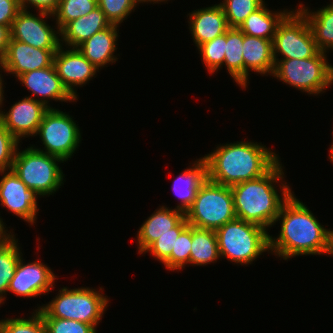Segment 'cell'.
<instances>
[{
    "instance_id": "cell-44",
    "label": "cell",
    "mask_w": 333,
    "mask_h": 333,
    "mask_svg": "<svg viewBox=\"0 0 333 333\" xmlns=\"http://www.w3.org/2000/svg\"><path fill=\"white\" fill-rule=\"evenodd\" d=\"M332 135H333V132H332ZM333 137V136H332ZM333 140V139H332ZM330 153H329V156H328V158L330 159V161L332 162V164H333V141H332V144L330 145Z\"/></svg>"
},
{
    "instance_id": "cell-17",
    "label": "cell",
    "mask_w": 333,
    "mask_h": 333,
    "mask_svg": "<svg viewBox=\"0 0 333 333\" xmlns=\"http://www.w3.org/2000/svg\"><path fill=\"white\" fill-rule=\"evenodd\" d=\"M42 102L25 96L3 111L0 122L19 141L22 137L36 136L43 115L48 110Z\"/></svg>"
},
{
    "instance_id": "cell-29",
    "label": "cell",
    "mask_w": 333,
    "mask_h": 333,
    "mask_svg": "<svg viewBox=\"0 0 333 333\" xmlns=\"http://www.w3.org/2000/svg\"><path fill=\"white\" fill-rule=\"evenodd\" d=\"M96 7L97 0H60L52 19L61 30L68 22L87 15Z\"/></svg>"
},
{
    "instance_id": "cell-43",
    "label": "cell",
    "mask_w": 333,
    "mask_h": 333,
    "mask_svg": "<svg viewBox=\"0 0 333 333\" xmlns=\"http://www.w3.org/2000/svg\"><path fill=\"white\" fill-rule=\"evenodd\" d=\"M139 1H140L141 3L144 2V3H147V4H148V2H149V3H153V4H154V3H156V4H157V3L160 4L161 2H164V3H165V2H167L168 0H139ZM159 2H160V3H159Z\"/></svg>"
},
{
    "instance_id": "cell-1",
    "label": "cell",
    "mask_w": 333,
    "mask_h": 333,
    "mask_svg": "<svg viewBox=\"0 0 333 333\" xmlns=\"http://www.w3.org/2000/svg\"><path fill=\"white\" fill-rule=\"evenodd\" d=\"M295 196L292 193L281 206L274 224L281 220V228L277 237L269 236V253L287 261L299 255H330L333 230Z\"/></svg>"
},
{
    "instance_id": "cell-23",
    "label": "cell",
    "mask_w": 333,
    "mask_h": 333,
    "mask_svg": "<svg viewBox=\"0 0 333 333\" xmlns=\"http://www.w3.org/2000/svg\"><path fill=\"white\" fill-rule=\"evenodd\" d=\"M191 165L172 184V191L180 200L175 209L184 214L191 208L200 185L207 179V163L203 157Z\"/></svg>"
},
{
    "instance_id": "cell-11",
    "label": "cell",
    "mask_w": 333,
    "mask_h": 333,
    "mask_svg": "<svg viewBox=\"0 0 333 333\" xmlns=\"http://www.w3.org/2000/svg\"><path fill=\"white\" fill-rule=\"evenodd\" d=\"M37 13L36 16L29 9H21L10 28V40H17L39 49H59L60 30L58 27L53 29V26L46 23V19L53 18V14L42 11Z\"/></svg>"
},
{
    "instance_id": "cell-21",
    "label": "cell",
    "mask_w": 333,
    "mask_h": 333,
    "mask_svg": "<svg viewBox=\"0 0 333 333\" xmlns=\"http://www.w3.org/2000/svg\"><path fill=\"white\" fill-rule=\"evenodd\" d=\"M119 27L118 25L111 24L106 29L95 33L91 38L85 40L77 47L98 70L108 64L115 63L118 59L114 53L117 49L116 45H118Z\"/></svg>"
},
{
    "instance_id": "cell-10",
    "label": "cell",
    "mask_w": 333,
    "mask_h": 333,
    "mask_svg": "<svg viewBox=\"0 0 333 333\" xmlns=\"http://www.w3.org/2000/svg\"><path fill=\"white\" fill-rule=\"evenodd\" d=\"M272 47L274 60L306 59L320 52L307 19L297 8L292 9L279 23Z\"/></svg>"
},
{
    "instance_id": "cell-6",
    "label": "cell",
    "mask_w": 333,
    "mask_h": 333,
    "mask_svg": "<svg viewBox=\"0 0 333 333\" xmlns=\"http://www.w3.org/2000/svg\"><path fill=\"white\" fill-rule=\"evenodd\" d=\"M185 217L190 226L214 231L236 219L231 187L207 178L200 185Z\"/></svg>"
},
{
    "instance_id": "cell-9",
    "label": "cell",
    "mask_w": 333,
    "mask_h": 333,
    "mask_svg": "<svg viewBox=\"0 0 333 333\" xmlns=\"http://www.w3.org/2000/svg\"><path fill=\"white\" fill-rule=\"evenodd\" d=\"M69 113L58 108H49L43 115L36 136L39 135L44 147L33 148L61 158L64 162L71 159L81 143V132L78 124ZM45 150V151H44Z\"/></svg>"
},
{
    "instance_id": "cell-15",
    "label": "cell",
    "mask_w": 333,
    "mask_h": 333,
    "mask_svg": "<svg viewBox=\"0 0 333 333\" xmlns=\"http://www.w3.org/2000/svg\"><path fill=\"white\" fill-rule=\"evenodd\" d=\"M17 80L31 91V95L28 97L42 102L47 108H53L50 106L49 100L66 103L78 100L64 86L56 72L54 64L43 69L25 72L19 75Z\"/></svg>"
},
{
    "instance_id": "cell-45",
    "label": "cell",
    "mask_w": 333,
    "mask_h": 333,
    "mask_svg": "<svg viewBox=\"0 0 333 333\" xmlns=\"http://www.w3.org/2000/svg\"><path fill=\"white\" fill-rule=\"evenodd\" d=\"M330 255L333 256V235H332V240H331V251Z\"/></svg>"
},
{
    "instance_id": "cell-27",
    "label": "cell",
    "mask_w": 333,
    "mask_h": 333,
    "mask_svg": "<svg viewBox=\"0 0 333 333\" xmlns=\"http://www.w3.org/2000/svg\"><path fill=\"white\" fill-rule=\"evenodd\" d=\"M243 32L239 28L226 31L224 66L229 75L242 89L244 88Z\"/></svg>"
},
{
    "instance_id": "cell-16",
    "label": "cell",
    "mask_w": 333,
    "mask_h": 333,
    "mask_svg": "<svg viewBox=\"0 0 333 333\" xmlns=\"http://www.w3.org/2000/svg\"><path fill=\"white\" fill-rule=\"evenodd\" d=\"M57 50L39 49L17 40H10L0 66L5 73L13 74L17 78L25 72L51 66Z\"/></svg>"
},
{
    "instance_id": "cell-40",
    "label": "cell",
    "mask_w": 333,
    "mask_h": 333,
    "mask_svg": "<svg viewBox=\"0 0 333 333\" xmlns=\"http://www.w3.org/2000/svg\"><path fill=\"white\" fill-rule=\"evenodd\" d=\"M10 38V27L0 24V61L7 51Z\"/></svg>"
},
{
    "instance_id": "cell-25",
    "label": "cell",
    "mask_w": 333,
    "mask_h": 333,
    "mask_svg": "<svg viewBox=\"0 0 333 333\" xmlns=\"http://www.w3.org/2000/svg\"><path fill=\"white\" fill-rule=\"evenodd\" d=\"M290 11V9L271 11L264 2L245 19L239 29L250 36L273 40L279 23Z\"/></svg>"
},
{
    "instance_id": "cell-33",
    "label": "cell",
    "mask_w": 333,
    "mask_h": 333,
    "mask_svg": "<svg viewBox=\"0 0 333 333\" xmlns=\"http://www.w3.org/2000/svg\"><path fill=\"white\" fill-rule=\"evenodd\" d=\"M189 225L186 217H184L176 226L175 233H165L155 240L145 251L150 253L152 257L164 264L171 255L175 252L176 239L179 234Z\"/></svg>"
},
{
    "instance_id": "cell-26",
    "label": "cell",
    "mask_w": 333,
    "mask_h": 333,
    "mask_svg": "<svg viewBox=\"0 0 333 333\" xmlns=\"http://www.w3.org/2000/svg\"><path fill=\"white\" fill-rule=\"evenodd\" d=\"M221 259L217 235L214 230L192 226V243L189 265L205 266Z\"/></svg>"
},
{
    "instance_id": "cell-38",
    "label": "cell",
    "mask_w": 333,
    "mask_h": 333,
    "mask_svg": "<svg viewBox=\"0 0 333 333\" xmlns=\"http://www.w3.org/2000/svg\"><path fill=\"white\" fill-rule=\"evenodd\" d=\"M20 10L17 0H0V24L11 28Z\"/></svg>"
},
{
    "instance_id": "cell-19",
    "label": "cell",
    "mask_w": 333,
    "mask_h": 333,
    "mask_svg": "<svg viewBox=\"0 0 333 333\" xmlns=\"http://www.w3.org/2000/svg\"><path fill=\"white\" fill-rule=\"evenodd\" d=\"M242 51L244 59V89L246 90L250 71L263 76L272 75L275 66L272 40L243 33Z\"/></svg>"
},
{
    "instance_id": "cell-42",
    "label": "cell",
    "mask_w": 333,
    "mask_h": 333,
    "mask_svg": "<svg viewBox=\"0 0 333 333\" xmlns=\"http://www.w3.org/2000/svg\"><path fill=\"white\" fill-rule=\"evenodd\" d=\"M0 70H2L1 66H0ZM2 72V71H0ZM2 73L0 74V120H1V116H2V113H3V110H2V104H3V101H4V86H3V76H1Z\"/></svg>"
},
{
    "instance_id": "cell-37",
    "label": "cell",
    "mask_w": 333,
    "mask_h": 333,
    "mask_svg": "<svg viewBox=\"0 0 333 333\" xmlns=\"http://www.w3.org/2000/svg\"><path fill=\"white\" fill-rule=\"evenodd\" d=\"M20 142L0 122V171L11 170Z\"/></svg>"
},
{
    "instance_id": "cell-5",
    "label": "cell",
    "mask_w": 333,
    "mask_h": 333,
    "mask_svg": "<svg viewBox=\"0 0 333 333\" xmlns=\"http://www.w3.org/2000/svg\"><path fill=\"white\" fill-rule=\"evenodd\" d=\"M221 258L240 265L253 264L264 252L269 253V232L264 227L234 219L216 231Z\"/></svg>"
},
{
    "instance_id": "cell-24",
    "label": "cell",
    "mask_w": 333,
    "mask_h": 333,
    "mask_svg": "<svg viewBox=\"0 0 333 333\" xmlns=\"http://www.w3.org/2000/svg\"><path fill=\"white\" fill-rule=\"evenodd\" d=\"M298 7L307 19L318 49L326 53L333 51V0L329 5L314 12L302 3Z\"/></svg>"
},
{
    "instance_id": "cell-13",
    "label": "cell",
    "mask_w": 333,
    "mask_h": 333,
    "mask_svg": "<svg viewBox=\"0 0 333 333\" xmlns=\"http://www.w3.org/2000/svg\"><path fill=\"white\" fill-rule=\"evenodd\" d=\"M20 257L13 278L11 279L7 292H12L18 297H37L46 295L55 287L58 278L48 265L40 260L25 263Z\"/></svg>"
},
{
    "instance_id": "cell-28",
    "label": "cell",
    "mask_w": 333,
    "mask_h": 333,
    "mask_svg": "<svg viewBox=\"0 0 333 333\" xmlns=\"http://www.w3.org/2000/svg\"><path fill=\"white\" fill-rule=\"evenodd\" d=\"M13 235L5 241L0 242V305L6 300L7 290L22 252L18 239Z\"/></svg>"
},
{
    "instance_id": "cell-32",
    "label": "cell",
    "mask_w": 333,
    "mask_h": 333,
    "mask_svg": "<svg viewBox=\"0 0 333 333\" xmlns=\"http://www.w3.org/2000/svg\"><path fill=\"white\" fill-rule=\"evenodd\" d=\"M28 319L6 318L0 320V333H46L45 324L38 310Z\"/></svg>"
},
{
    "instance_id": "cell-34",
    "label": "cell",
    "mask_w": 333,
    "mask_h": 333,
    "mask_svg": "<svg viewBox=\"0 0 333 333\" xmlns=\"http://www.w3.org/2000/svg\"><path fill=\"white\" fill-rule=\"evenodd\" d=\"M192 243V226L188 225L177 237L175 252H171L170 258L164 263L169 271H180L189 265Z\"/></svg>"
},
{
    "instance_id": "cell-4",
    "label": "cell",
    "mask_w": 333,
    "mask_h": 333,
    "mask_svg": "<svg viewBox=\"0 0 333 333\" xmlns=\"http://www.w3.org/2000/svg\"><path fill=\"white\" fill-rule=\"evenodd\" d=\"M103 291L102 287L96 291L89 287L68 289L66 286L60 288L53 300L38 306L36 310L42 317L76 320L96 329L109 304L108 296H104Z\"/></svg>"
},
{
    "instance_id": "cell-41",
    "label": "cell",
    "mask_w": 333,
    "mask_h": 333,
    "mask_svg": "<svg viewBox=\"0 0 333 333\" xmlns=\"http://www.w3.org/2000/svg\"><path fill=\"white\" fill-rule=\"evenodd\" d=\"M5 223L3 222V219L0 217V242L5 241L13 234L11 231L9 232L7 229H5ZM8 232V233H7Z\"/></svg>"
},
{
    "instance_id": "cell-2",
    "label": "cell",
    "mask_w": 333,
    "mask_h": 333,
    "mask_svg": "<svg viewBox=\"0 0 333 333\" xmlns=\"http://www.w3.org/2000/svg\"><path fill=\"white\" fill-rule=\"evenodd\" d=\"M203 158L207 178L228 187L266 174L280 159L275 151L251 140L218 145Z\"/></svg>"
},
{
    "instance_id": "cell-18",
    "label": "cell",
    "mask_w": 333,
    "mask_h": 333,
    "mask_svg": "<svg viewBox=\"0 0 333 333\" xmlns=\"http://www.w3.org/2000/svg\"><path fill=\"white\" fill-rule=\"evenodd\" d=\"M188 15V28L197 48L229 29L225 13L219 4L194 10Z\"/></svg>"
},
{
    "instance_id": "cell-14",
    "label": "cell",
    "mask_w": 333,
    "mask_h": 333,
    "mask_svg": "<svg viewBox=\"0 0 333 333\" xmlns=\"http://www.w3.org/2000/svg\"><path fill=\"white\" fill-rule=\"evenodd\" d=\"M60 46L53 57V64L56 72L67 88L77 98L76 89L83 87L90 80L95 78L99 70L79 51L78 48L63 49ZM77 87V88H75Z\"/></svg>"
},
{
    "instance_id": "cell-12",
    "label": "cell",
    "mask_w": 333,
    "mask_h": 333,
    "mask_svg": "<svg viewBox=\"0 0 333 333\" xmlns=\"http://www.w3.org/2000/svg\"><path fill=\"white\" fill-rule=\"evenodd\" d=\"M0 175V205L33 225L39 211L37 198L40 195L29 189L12 169L0 171Z\"/></svg>"
},
{
    "instance_id": "cell-7",
    "label": "cell",
    "mask_w": 333,
    "mask_h": 333,
    "mask_svg": "<svg viewBox=\"0 0 333 333\" xmlns=\"http://www.w3.org/2000/svg\"><path fill=\"white\" fill-rule=\"evenodd\" d=\"M327 57L326 52L320 51L306 59L274 60L271 76L308 95L322 94L333 84V65Z\"/></svg>"
},
{
    "instance_id": "cell-8",
    "label": "cell",
    "mask_w": 333,
    "mask_h": 333,
    "mask_svg": "<svg viewBox=\"0 0 333 333\" xmlns=\"http://www.w3.org/2000/svg\"><path fill=\"white\" fill-rule=\"evenodd\" d=\"M59 163L64 161L32 146L21 151L17 147L12 170L29 189L44 197L56 193L64 184L65 177Z\"/></svg>"
},
{
    "instance_id": "cell-20",
    "label": "cell",
    "mask_w": 333,
    "mask_h": 333,
    "mask_svg": "<svg viewBox=\"0 0 333 333\" xmlns=\"http://www.w3.org/2000/svg\"><path fill=\"white\" fill-rule=\"evenodd\" d=\"M184 217L185 214L175 208L172 209V207L169 208L166 205L157 208L138 229L136 236L138 253L143 254L160 235L175 233V226Z\"/></svg>"
},
{
    "instance_id": "cell-35",
    "label": "cell",
    "mask_w": 333,
    "mask_h": 333,
    "mask_svg": "<svg viewBox=\"0 0 333 333\" xmlns=\"http://www.w3.org/2000/svg\"><path fill=\"white\" fill-rule=\"evenodd\" d=\"M97 3L106 19L111 24L119 26L141 2L139 0H97Z\"/></svg>"
},
{
    "instance_id": "cell-30",
    "label": "cell",
    "mask_w": 333,
    "mask_h": 333,
    "mask_svg": "<svg viewBox=\"0 0 333 333\" xmlns=\"http://www.w3.org/2000/svg\"><path fill=\"white\" fill-rule=\"evenodd\" d=\"M264 2L265 0H223L219 5L225 13L229 28H239Z\"/></svg>"
},
{
    "instance_id": "cell-36",
    "label": "cell",
    "mask_w": 333,
    "mask_h": 333,
    "mask_svg": "<svg viewBox=\"0 0 333 333\" xmlns=\"http://www.w3.org/2000/svg\"><path fill=\"white\" fill-rule=\"evenodd\" d=\"M46 333H97L90 324L76 320H68L54 317H42Z\"/></svg>"
},
{
    "instance_id": "cell-22",
    "label": "cell",
    "mask_w": 333,
    "mask_h": 333,
    "mask_svg": "<svg viewBox=\"0 0 333 333\" xmlns=\"http://www.w3.org/2000/svg\"><path fill=\"white\" fill-rule=\"evenodd\" d=\"M110 25L111 23L98 6L87 15L68 22L60 30L61 45L67 48H77L95 33L106 29Z\"/></svg>"
},
{
    "instance_id": "cell-3",
    "label": "cell",
    "mask_w": 333,
    "mask_h": 333,
    "mask_svg": "<svg viewBox=\"0 0 333 333\" xmlns=\"http://www.w3.org/2000/svg\"><path fill=\"white\" fill-rule=\"evenodd\" d=\"M283 167L279 160L266 174L231 187L238 219L255 223L266 230L275 224L281 206L294 193L288 182L283 181ZM278 182H282L278 185L280 195L276 186Z\"/></svg>"
},
{
    "instance_id": "cell-31",
    "label": "cell",
    "mask_w": 333,
    "mask_h": 333,
    "mask_svg": "<svg viewBox=\"0 0 333 333\" xmlns=\"http://www.w3.org/2000/svg\"><path fill=\"white\" fill-rule=\"evenodd\" d=\"M225 43L226 33L211 41L203 43L197 48L202 57L203 64L211 75L220 70V68L222 69V66H224Z\"/></svg>"
},
{
    "instance_id": "cell-39",
    "label": "cell",
    "mask_w": 333,
    "mask_h": 333,
    "mask_svg": "<svg viewBox=\"0 0 333 333\" xmlns=\"http://www.w3.org/2000/svg\"><path fill=\"white\" fill-rule=\"evenodd\" d=\"M20 9L27 10L28 8H35L37 11L53 14L59 4L60 0H17ZM31 6V7H30Z\"/></svg>"
}]
</instances>
